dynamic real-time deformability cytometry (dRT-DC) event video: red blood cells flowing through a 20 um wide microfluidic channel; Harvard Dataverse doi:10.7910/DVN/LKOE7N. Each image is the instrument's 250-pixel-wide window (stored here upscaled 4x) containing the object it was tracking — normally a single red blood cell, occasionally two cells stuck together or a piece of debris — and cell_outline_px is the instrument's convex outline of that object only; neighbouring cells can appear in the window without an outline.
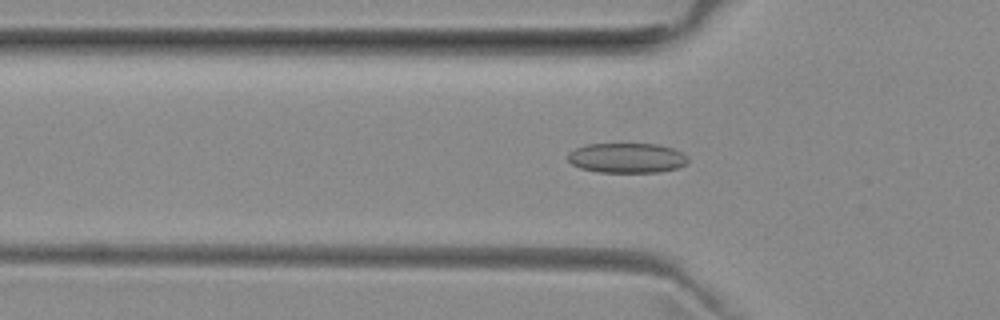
{"species": "common noctule bat (a hibernating species)", "species_latin": "Nyctalus noctula", "temperature_condition": "room temperature", "stored_images_in_passage": 52, "camera_frame_rate_fps": 3000, "um_per_image_px": 0.085, "animal": {"sex": "female", "body_mass_g": 29.2, "forearm_length_mm": 56.3}, "frame": {"image": 1, "passage_image": 17, "time_ms": 5.333, "image_size_px": [1000, 320], "cell_outline_px": [[688, 164], [676, 168], [656, 172], [600, 172], [580, 168], [572, 164], [568, 160], [568, 152], [584, 144], [660, 144], [684, 152], [688, 156]], "centroid_in_image_um": [53.31, 13.42], "position_along_channel_um": 72.5, "area_um2": 21.1}}
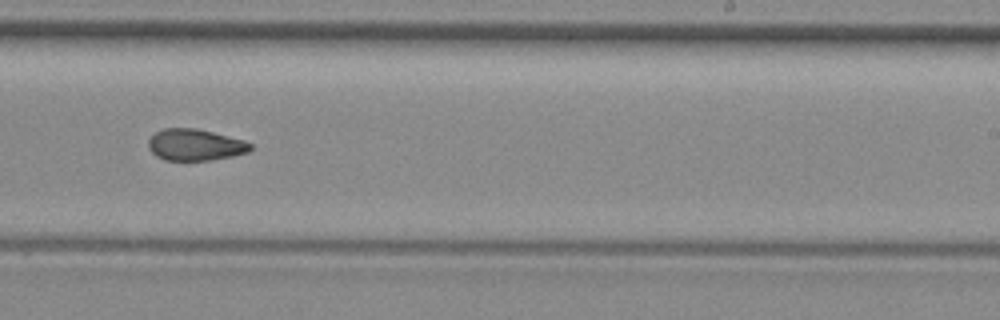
{"frame": {"image": 2, "passage_image": 32, "time_ms": 10.333, "image_size_px": [1000, 320], "cell_outline_px": [[252, 148], [248, 152], [232, 156], [212, 160], [164, 160], [156, 156], [148, 148], [148, 140], [156, 132], [164, 128], [196, 128], [244, 140], [252, 144]], "centroid_in_image_um": [16.58, 12.31], "position_along_channel_um": 272.4, "area_um2": 18.73}}
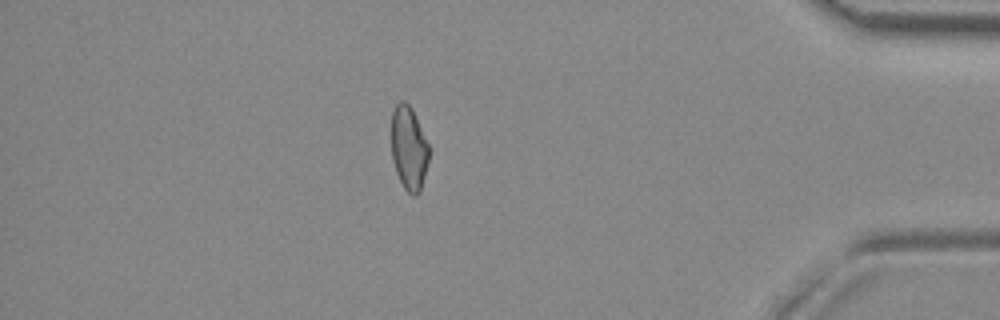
{"frame": {"image": 3, "passage_image": 45, "time_ms": 14.667, "image_size_px": [1000, 320], "cell_outline_px": [[428, 160], [420, 192], [416, 196], [412, 196], [404, 188], [396, 172], [392, 160], [392, 112], [396, 104], [400, 100], [404, 100], [412, 108], [428, 144]], "centroid_in_image_um": [34.74, 12.59], "position_along_channel_um": 400.5, "area_um2": 18.21}, "authors_computed_cell_mechanics": {"area_um2": 19.5075, "velocity_mm_per_s": 3.9865, "shape_relaxation_time_tau1_ms": null, "shape_relaxation_time_tau2_ms": 2.7527, "deformation_change_tau1": null, "deformation_change_tau2": 0.084}}